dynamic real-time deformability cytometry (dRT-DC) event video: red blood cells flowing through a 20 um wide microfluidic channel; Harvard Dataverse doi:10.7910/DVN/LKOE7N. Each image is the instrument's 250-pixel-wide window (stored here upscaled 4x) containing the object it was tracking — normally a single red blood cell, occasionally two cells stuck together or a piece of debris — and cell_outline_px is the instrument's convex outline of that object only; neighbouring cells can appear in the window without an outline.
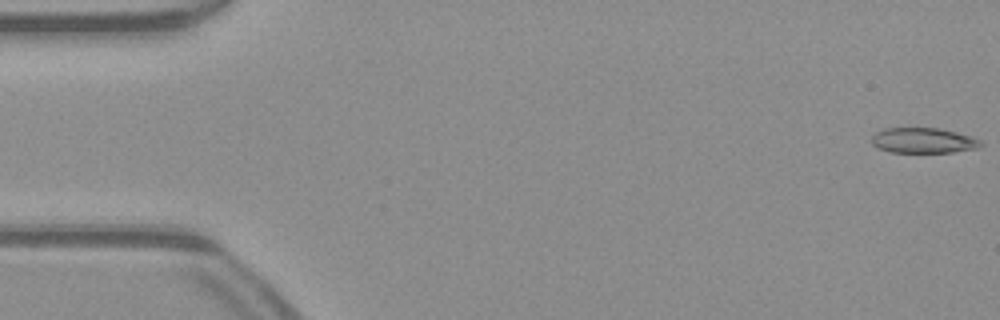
{"species": "common noctule bat (a hibernating species)", "species_latin": "Nyctalus noctula", "temperature_condition": "warm", "stored_images_in_passage": 4, "camera_frame_rate_fps": 3000, "um_per_image_px": 0.085, "animal": {"sex": "male", "body_mass_g": 23.1, "forearm_length_mm": 52.7}, "frame": {"image": 1, "passage_image": 1, "time_ms": 0.0, "image_size_px": [1000, 320], "cell_outline_px": [[984, 144], [980, 148], [952, 152], [888, 152], [872, 144], [872, 136], [876, 132], [884, 128], [940, 128], [972, 136], [980, 140]], "centroid_in_image_um": [78.52, 11.94], "position_along_channel_um": 6.5, "area_um2": 16.18}}